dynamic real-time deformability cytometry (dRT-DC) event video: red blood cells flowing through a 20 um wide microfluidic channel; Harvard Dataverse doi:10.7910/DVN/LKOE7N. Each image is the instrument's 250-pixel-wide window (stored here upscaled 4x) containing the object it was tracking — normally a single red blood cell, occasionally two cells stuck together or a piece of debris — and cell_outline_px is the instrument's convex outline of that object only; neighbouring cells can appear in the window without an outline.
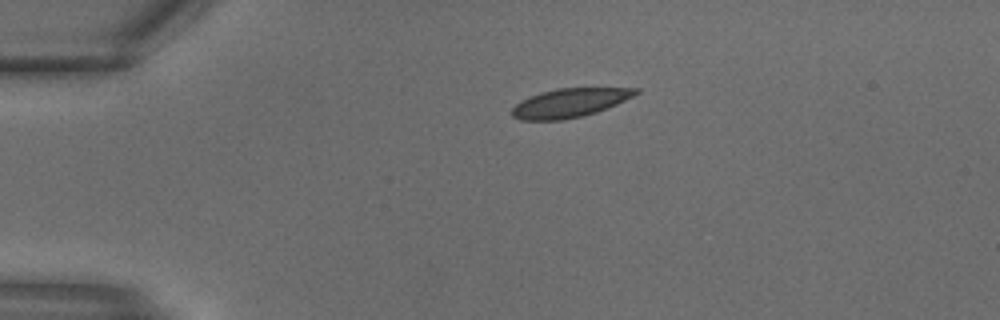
{"species": "common noctule bat (a hibernating species)", "species_latin": "Nyctalus noctula", "temperature_condition": "warm", "stored_images_in_passage": 5, "camera_frame_rate_fps": 3000, "um_per_image_px": 0.085, "animal": {"sex": "male", "body_mass_g": 18.8}, "frame": {"image": 1, "passage_image": 1, "time_ms": 0.0, "image_size_px": [1000, 320], "cell_outline_px": [[640, 92], [616, 104], [596, 112], [564, 120], [520, 120], [512, 116], [512, 108], [520, 100], [528, 96], [540, 92], [556, 88], [640, 88]], "centroid_in_image_um": [48.38, 8.74], "position_along_channel_um": 36.6, "area_um2": 20.75}}